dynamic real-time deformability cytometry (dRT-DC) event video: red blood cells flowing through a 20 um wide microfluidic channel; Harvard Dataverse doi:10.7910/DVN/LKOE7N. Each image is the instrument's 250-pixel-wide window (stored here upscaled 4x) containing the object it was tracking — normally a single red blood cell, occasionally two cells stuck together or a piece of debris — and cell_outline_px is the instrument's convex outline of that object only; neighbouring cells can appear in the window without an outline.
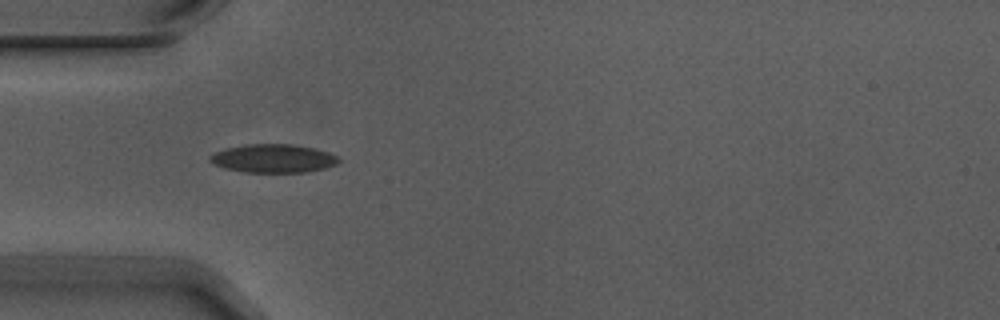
{"species": "Egyptian fruit bat (a non-hibernating species)", "species_latin": "Rousettus aegyptiacus", "temperature_condition": "warm", "stored_images_in_passage": 6, "camera_frame_rate_fps": 3000, "um_per_image_px": 0.085, "animal": {"sex": "male"}, "frame": {"image": 1, "passage_image": 5, "time_ms": 1.333, "image_size_px": [1000, 320], "cell_outline_px": [[340, 160], [336, 164], [324, 168], [308, 172], [244, 172], [224, 168], [212, 164], [208, 160], [208, 156], [224, 148], [244, 144], [292, 144], [312, 148], [328, 152], [336, 156]], "centroid_in_image_um": [23.16, 13.46], "position_along_channel_um": 61.8, "area_um2": 21.39}}